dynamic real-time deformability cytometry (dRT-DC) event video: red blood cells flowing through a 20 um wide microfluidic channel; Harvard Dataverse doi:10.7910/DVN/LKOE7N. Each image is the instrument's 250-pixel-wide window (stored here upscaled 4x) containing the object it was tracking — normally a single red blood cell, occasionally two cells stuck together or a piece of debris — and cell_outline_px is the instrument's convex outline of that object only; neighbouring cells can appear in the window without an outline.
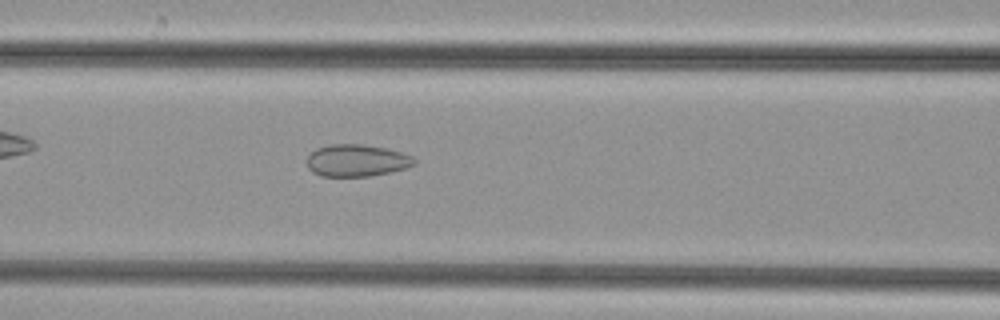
{"species": "common noctule bat (a hibernating species)", "species_latin": "Nyctalus noctula", "temperature_condition": "cold", "stored_images_in_passage": 36, "camera_frame_rate_fps": 3000, "um_per_image_px": 0.085, "animal": {"sex": "female", "body_mass_g": 29.2, "forearm_length_mm": 56.3}, "frame": {"image": 1, "passage_image": 20, "time_ms": 6.333, "image_size_px": [1000, 320], "cell_outline_px": [[416, 164], [404, 168], [388, 172], [368, 176], [320, 176], [312, 172], [308, 168], [308, 156], [316, 148], [332, 144], [360, 144], [384, 148], [400, 152], [412, 156], [416, 160]], "centroid_in_image_um": [30.3, 13.64], "position_along_channel_um": 136.3, "area_um2": 19.83}}
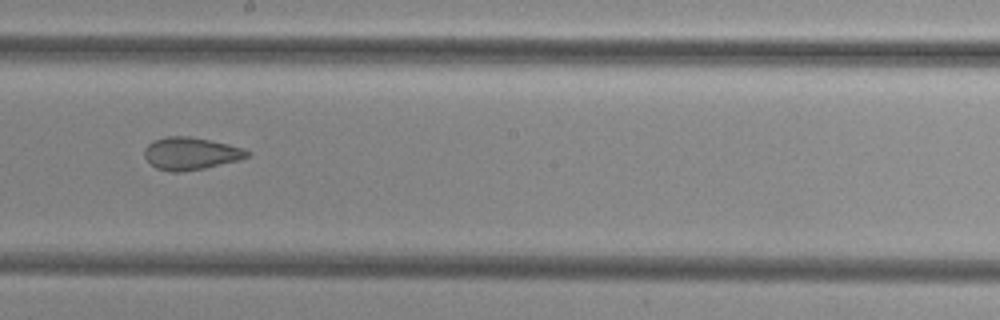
{"frame": {"image": 2, "passage_image": 27, "time_ms": 8.667, "image_size_px": [1000, 320], "cell_outline_px": [[252, 156], [240, 160], [204, 168], [180, 172], [172, 172], [156, 168], [144, 156], [144, 148], [152, 140], [164, 136], [192, 136], [228, 144], [244, 148], [252, 152]], "centroid_in_image_um": [16.24, 13.03], "position_along_channel_um": 232.0, "area_um2": 19.71}}
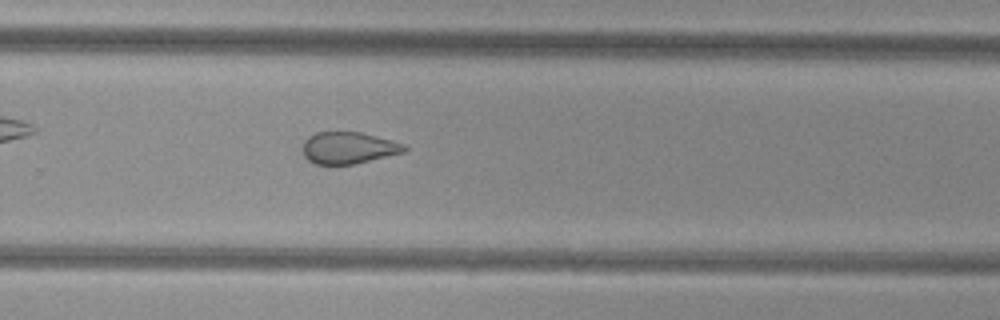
{"frame": {"image": 3, "passage_image": 32, "time_ms": 10.333, "image_size_px": [1000, 320], "cell_outline_px": [[408, 148], [404, 152], [352, 164], [316, 164], [308, 160], [304, 156], [304, 140], [308, 136], [316, 132], [360, 132], [392, 140], [404, 144]], "centroid_in_image_um": [29.61, 12.56], "position_along_channel_um": 300.2, "area_um2": 18.61}}